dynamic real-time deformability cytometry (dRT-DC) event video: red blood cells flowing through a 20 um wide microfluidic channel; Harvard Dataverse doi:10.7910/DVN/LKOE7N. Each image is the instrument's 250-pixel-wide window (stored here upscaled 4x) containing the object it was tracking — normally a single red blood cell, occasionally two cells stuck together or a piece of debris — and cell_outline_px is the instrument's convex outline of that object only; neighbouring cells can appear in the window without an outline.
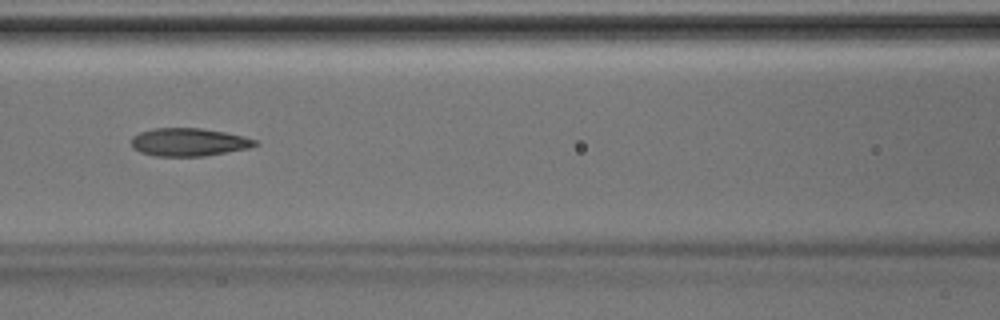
{"species": "Egyptian fruit bat (a non-hibernating species)", "species_latin": "Rousettus aegyptiacus", "temperature_condition": "room temperature", "stored_images_in_passage": 35, "camera_frame_rate_fps": 3000, "um_per_image_px": 0.085, "animal": {"sex": "male"}, "frame": {"image": 1, "passage_image": 11, "time_ms": 3.333, "image_size_px": [1000, 320], "cell_outline_px": [[256, 144], [248, 148], [204, 156], [156, 156], [140, 152], [132, 148], [132, 136], [140, 132], [152, 128], [200, 128], [224, 132], [244, 136], [256, 140]], "centroid_in_image_um": [16.0, 12.08], "position_along_channel_um": 150.6, "area_um2": 20.06}}